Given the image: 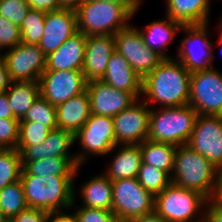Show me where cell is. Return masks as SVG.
I'll list each match as a JSON object with an SVG mask.
<instances>
[{
    "label": "cell",
    "mask_w": 222,
    "mask_h": 222,
    "mask_svg": "<svg viewBox=\"0 0 222 222\" xmlns=\"http://www.w3.org/2000/svg\"><path fill=\"white\" fill-rule=\"evenodd\" d=\"M5 93L14 117L21 120L40 95L39 81H11Z\"/></svg>",
    "instance_id": "cell-28"
},
{
    "label": "cell",
    "mask_w": 222,
    "mask_h": 222,
    "mask_svg": "<svg viewBox=\"0 0 222 222\" xmlns=\"http://www.w3.org/2000/svg\"><path fill=\"white\" fill-rule=\"evenodd\" d=\"M58 128L74 135L85 125L91 115L87 91L55 106Z\"/></svg>",
    "instance_id": "cell-22"
},
{
    "label": "cell",
    "mask_w": 222,
    "mask_h": 222,
    "mask_svg": "<svg viewBox=\"0 0 222 222\" xmlns=\"http://www.w3.org/2000/svg\"><path fill=\"white\" fill-rule=\"evenodd\" d=\"M20 121L38 122L51 130L58 128L56 108L41 95L34 101L32 107Z\"/></svg>",
    "instance_id": "cell-34"
},
{
    "label": "cell",
    "mask_w": 222,
    "mask_h": 222,
    "mask_svg": "<svg viewBox=\"0 0 222 222\" xmlns=\"http://www.w3.org/2000/svg\"><path fill=\"white\" fill-rule=\"evenodd\" d=\"M209 24L183 25L185 37L180 40L175 58L190 72L203 71L214 65V42L209 39Z\"/></svg>",
    "instance_id": "cell-8"
},
{
    "label": "cell",
    "mask_w": 222,
    "mask_h": 222,
    "mask_svg": "<svg viewBox=\"0 0 222 222\" xmlns=\"http://www.w3.org/2000/svg\"><path fill=\"white\" fill-rule=\"evenodd\" d=\"M112 182V211L118 222L132 219L155 210V196L144 189L137 178L119 179Z\"/></svg>",
    "instance_id": "cell-7"
},
{
    "label": "cell",
    "mask_w": 222,
    "mask_h": 222,
    "mask_svg": "<svg viewBox=\"0 0 222 222\" xmlns=\"http://www.w3.org/2000/svg\"><path fill=\"white\" fill-rule=\"evenodd\" d=\"M75 143L74 134L56 128L50 131L46 140L37 145L26 146L21 152V161H35L49 157H76L70 154V147Z\"/></svg>",
    "instance_id": "cell-20"
},
{
    "label": "cell",
    "mask_w": 222,
    "mask_h": 222,
    "mask_svg": "<svg viewBox=\"0 0 222 222\" xmlns=\"http://www.w3.org/2000/svg\"><path fill=\"white\" fill-rule=\"evenodd\" d=\"M139 100L113 117L116 145H139L148 138L151 106Z\"/></svg>",
    "instance_id": "cell-14"
},
{
    "label": "cell",
    "mask_w": 222,
    "mask_h": 222,
    "mask_svg": "<svg viewBox=\"0 0 222 222\" xmlns=\"http://www.w3.org/2000/svg\"><path fill=\"white\" fill-rule=\"evenodd\" d=\"M186 145L222 172V116L199 115Z\"/></svg>",
    "instance_id": "cell-12"
},
{
    "label": "cell",
    "mask_w": 222,
    "mask_h": 222,
    "mask_svg": "<svg viewBox=\"0 0 222 222\" xmlns=\"http://www.w3.org/2000/svg\"><path fill=\"white\" fill-rule=\"evenodd\" d=\"M86 35L77 32L58 49L47 55L45 71L81 70L84 62Z\"/></svg>",
    "instance_id": "cell-21"
},
{
    "label": "cell",
    "mask_w": 222,
    "mask_h": 222,
    "mask_svg": "<svg viewBox=\"0 0 222 222\" xmlns=\"http://www.w3.org/2000/svg\"><path fill=\"white\" fill-rule=\"evenodd\" d=\"M203 222H222V207L216 205L211 199L206 203Z\"/></svg>",
    "instance_id": "cell-41"
},
{
    "label": "cell",
    "mask_w": 222,
    "mask_h": 222,
    "mask_svg": "<svg viewBox=\"0 0 222 222\" xmlns=\"http://www.w3.org/2000/svg\"><path fill=\"white\" fill-rule=\"evenodd\" d=\"M80 192L83 200L80 207L112 210V182L104 173L84 182Z\"/></svg>",
    "instance_id": "cell-26"
},
{
    "label": "cell",
    "mask_w": 222,
    "mask_h": 222,
    "mask_svg": "<svg viewBox=\"0 0 222 222\" xmlns=\"http://www.w3.org/2000/svg\"><path fill=\"white\" fill-rule=\"evenodd\" d=\"M12 81H39L47 56L38 45L20 43L0 54Z\"/></svg>",
    "instance_id": "cell-13"
},
{
    "label": "cell",
    "mask_w": 222,
    "mask_h": 222,
    "mask_svg": "<svg viewBox=\"0 0 222 222\" xmlns=\"http://www.w3.org/2000/svg\"><path fill=\"white\" fill-rule=\"evenodd\" d=\"M46 12L29 9L20 27L22 43L38 45L43 34Z\"/></svg>",
    "instance_id": "cell-33"
},
{
    "label": "cell",
    "mask_w": 222,
    "mask_h": 222,
    "mask_svg": "<svg viewBox=\"0 0 222 222\" xmlns=\"http://www.w3.org/2000/svg\"><path fill=\"white\" fill-rule=\"evenodd\" d=\"M47 216V211L28 207L17 216L11 218L9 222H46Z\"/></svg>",
    "instance_id": "cell-40"
},
{
    "label": "cell",
    "mask_w": 222,
    "mask_h": 222,
    "mask_svg": "<svg viewBox=\"0 0 222 222\" xmlns=\"http://www.w3.org/2000/svg\"><path fill=\"white\" fill-rule=\"evenodd\" d=\"M0 222H9V219L0 211Z\"/></svg>",
    "instance_id": "cell-51"
},
{
    "label": "cell",
    "mask_w": 222,
    "mask_h": 222,
    "mask_svg": "<svg viewBox=\"0 0 222 222\" xmlns=\"http://www.w3.org/2000/svg\"><path fill=\"white\" fill-rule=\"evenodd\" d=\"M188 105L199 115L222 116V72L212 67L191 73Z\"/></svg>",
    "instance_id": "cell-10"
},
{
    "label": "cell",
    "mask_w": 222,
    "mask_h": 222,
    "mask_svg": "<svg viewBox=\"0 0 222 222\" xmlns=\"http://www.w3.org/2000/svg\"><path fill=\"white\" fill-rule=\"evenodd\" d=\"M220 171L188 145L177 147L171 181L211 199Z\"/></svg>",
    "instance_id": "cell-3"
},
{
    "label": "cell",
    "mask_w": 222,
    "mask_h": 222,
    "mask_svg": "<svg viewBox=\"0 0 222 222\" xmlns=\"http://www.w3.org/2000/svg\"><path fill=\"white\" fill-rule=\"evenodd\" d=\"M191 73L175 58H164L159 65L142 79V98L159 107L188 105Z\"/></svg>",
    "instance_id": "cell-1"
},
{
    "label": "cell",
    "mask_w": 222,
    "mask_h": 222,
    "mask_svg": "<svg viewBox=\"0 0 222 222\" xmlns=\"http://www.w3.org/2000/svg\"><path fill=\"white\" fill-rule=\"evenodd\" d=\"M100 80L113 88L132 93L137 99H140L142 79L116 50L110 56L106 71Z\"/></svg>",
    "instance_id": "cell-19"
},
{
    "label": "cell",
    "mask_w": 222,
    "mask_h": 222,
    "mask_svg": "<svg viewBox=\"0 0 222 222\" xmlns=\"http://www.w3.org/2000/svg\"><path fill=\"white\" fill-rule=\"evenodd\" d=\"M211 0H167L166 15L182 25L209 24Z\"/></svg>",
    "instance_id": "cell-23"
},
{
    "label": "cell",
    "mask_w": 222,
    "mask_h": 222,
    "mask_svg": "<svg viewBox=\"0 0 222 222\" xmlns=\"http://www.w3.org/2000/svg\"><path fill=\"white\" fill-rule=\"evenodd\" d=\"M22 42L18 25L0 16V54L3 49H10Z\"/></svg>",
    "instance_id": "cell-37"
},
{
    "label": "cell",
    "mask_w": 222,
    "mask_h": 222,
    "mask_svg": "<svg viewBox=\"0 0 222 222\" xmlns=\"http://www.w3.org/2000/svg\"><path fill=\"white\" fill-rule=\"evenodd\" d=\"M21 156L17 149H0V190L20 180Z\"/></svg>",
    "instance_id": "cell-32"
},
{
    "label": "cell",
    "mask_w": 222,
    "mask_h": 222,
    "mask_svg": "<svg viewBox=\"0 0 222 222\" xmlns=\"http://www.w3.org/2000/svg\"><path fill=\"white\" fill-rule=\"evenodd\" d=\"M86 91L91 114L114 117L138 100L132 93L113 88L102 80L88 81Z\"/></svg>",
    "instance_id": "cell-16"
},
{
    "label": "cell",
    "mask_w": 222,
    "mask_h": 222,
    "mask_svg": "<svg viewBox=\"0 0 222 222\" xmlns=\"http://www.w3.org/2000/svg\"><path fill=\"white\" fill-rule=\"evenodd\" d=\"M77 222H118L112 210L78 207L74 212Z\"/></svg>",
    "instance_id": "cell-39"
},
{
    "label": "cell",
    "mask_w": 222,
    "mask_h": 222,
    "mask_svg": "<svg viewBox=\"0 0 222 222\" xmlns=\"http://www.w3.org/2000/svg\"><path fill=\"white\" fill-rule=\"evenodd\" d=\"M115 50L118 51L143 79L164 59L155 50L145 45L136 26L128 25L114 35Z\"/></svg>",
    "instance_id": "cell-11"
},
{
    "label": "cell",
    "mask_w": 222,
    "mask_h": 222,
    "mask_svg": "<svg viewBox=\"0 0 222 222\" xmlns=\"http://www.w3.org/2000/svg\"><path fill=\"white\" fill-rule=\"evenodd\" d=\"M11 79L7 66L3 58L0 56V94L5 93L11 84Z\"/></svg>",
    "instance_id": "cell-44"
},
{
    "label": "cell",
    "mask_w": 222,
    "mask_h": 222,
    "mask_svg": "<svg viewBox=\"0 0 222 222\" xmlns=\"http://www.w3.org/2000/svg\"><path fill=\"white\" fill-rule=\"evenodd\" d=\"M0 118L17 119L14 117L11 106L6 93L0 94Z\"/></svg>",
    "instance_id": "cell-45"
},
{
    "label": "cell",
    "mask_w": 222,
    "mask_h": 222,
    "mask_svg": "<svg viewBox=\"0 0 222 222\" xmlns=\"http://www.w3.org/2000/svg\"><path fill=\"white\" fill-rule=\"evenodd\" d=\"M114 51V35L86 36L82 72L87 81L100 80L103 77L110 56Z\"/></svg>",
    "instance_id": "cell-18"
},
{
    "label": "cell",
    "mask_w": 222,
    "mask_h": 222,
    "mask_svg": "<svg viewBox=\"0 0 222 222\" xmlns=\"http://www.w3.org/2000/svg\"><path fill=\"white\" fill-rule=\"evenodd\" d=\"M207 201L201 193L171 182L155 196V211L168 222H203Z\"/></svg>",
    "instance_id": "cell-6"
},
{
    "label": "cell",
    "mask_w": 222,
    "mask_h": 222,
    "mask_svg": "<svg viewBox=\"0 0 222 222\" xmlns=\"http://www.w3.org/2000/svg\"><path fill=\"white\" fill-rule=\"evenodd\" d=\"M75 11L77 31L86 36L115 35L134 17L124 4L118 2L85 0Z\"/></svg>",
    "instance_id": "cell-4"
},
{
    "label": "cell",
    "mask_w": 222,
    "mask_h": 222,
    "mask_svg": "<svg viewBox=\"0 0 222 222\" xmlns=\"http://www.w3.org/2000/svg\"><path fill=\"white\" fill-rule=\"evenodd\" d=\"M22 169L35 176H75L79 166L76 157H49L35 161H21Z\"/></svg>",
    "instance_id": "cell-27"
},
{
    "label": "cell",
    "mask_w": 222,
    "mask_h": 222,
    "mask_svg": "<svg viewBox=\"0 0 222 222\" xmlns=\"http://www.w3.org/2000/svg\"><path fill=\"white\" fill-rule=\"evenodd\" d=\"M87 83L81 70L44 71L39 78L40 95L56 106L85 92Z\"/></svg>",
    "instance_id": "cell-15"
},
{
    "label": "cell",
    "mask_w": 222,
    "mask_h": 222,
    "mask_svg": "<svg viewBox=\"0 0 222 222\" xmlns=\"http://www.w3.org/2000/svg\"><path fill=\"white\" fill-rule=\"evenodd\" d=\"M46 222H77V218L74 212L72 214H66L62 210H57L53 212H48Z\"/></svg>",
    "instance_id": "cell-43"
},
{
    "label": "cell",
    "mask_w": 222,
    "mask_h": 222,
    "mask_svg": "<svg viewBox=\"0 0 222 222\" xmlns=\"http://www.w3.org/2000/svg\"><path fill=\"white\" fill-rule=\"evenodd\" d=\"M30 7L26 0H0V16L20 26Z\"/></svg>",
    "instance_id": "cell-36"
},
{
    "label": "cell",
    "mask_w": 222,
    "mask_h": 222,
    "mask_svg": "<svg viewBox=\"0 0 222 222\" xmlns=\"http://www.w3.org/2000/svg\"><path fill=\"white\" fill-rule=\"evenodd\" d=\"M74 140H78L82 148L81 153L75 154L79 166L88 161V156L110 154L116 146L113 117L91 114L85 125L74 135Z\"/></svg>",
    "instance_id": "cell-9"
},
{
    "label": "cell",
    "mask_w": 222,
    "mask_h": 222,
    "mask_svg": "<svg viewBox=\"0 0 222 222\" xmlns=\"http://www.w3.org/2000/svg\"><path fill=\"white\" fill-rule=\"evenodd\" d=\"M211 200L216 204L222 207V172L219 173L217 184L215 186L214 193L211 197Z\"/></svg>",
    "instance_id": "cell-48"
},
{
    "label": "cell",
    "mask_w": 222,
    "mask_h": 222,
    "mask_svg": "<svg viewBox=\"0 0 222 222\" xmlns=\"http://www.w3.org/2000/svg\"><path fill=\"white\" fill-rule=\"evenodd\" d=\"M96 1H103V2H118L124 4L134 15L140 9L143 3L142 0H96Z\"/></svg>",
    "instance_id": "cell-46"
},
{
    "label": "cell",
    "mask_w": 222,
    "mask_h": 222,
    "mask_svg": "<svg viewBox=\"0 0 222 222\" xmlns=\"http://www.w3.org/2000/svg\"><path fill=\"white\" fill-rule=\"evenodd\" d=\"M80 168L81 166L76 168L75 176L46 177L29 175L22 169L20 182L27 206L47 212L71 209L77 195L74 177Z\"/></svg>",
    "instance_id": "cell-2"
},
{
    "label": "cell",
    "mask_w": 222,
    "mask_h": 222,
    "mask_svg": "<svg viewBox=\"0 0 222 222\" xmlns=\"http://www.w3.org/2000/svg\"><path fill=\"white\" fill-rule=\"evenodd\" d=\"M137 179L140 185L154 196L162 192L172 182L171 175L166 171L143 162H141Z\"/></svg>",
    "instance_id": "cell-31"
},
{
    "label": "cell",
    "mask_w": 222,
    "mask_h": 222,
    "mask_svg": "<svg viewBox=\"0 0 222 222\" xmlns=\"http://www.w3.org/2000/svg\"><path fill=\"white\" fill-rule=\"evenodd\" d=\"M177 147L174 144L154 142L149 139L139 144L142 162L166 171L169 175L173 169Z\"/></svg>",
    "instance_id": "cell-29"
},
{
    "label": "cell",
    "mask_w": 222,
    "mask_h": 222,
    "mask_svg": "<svg viewBox=\"0 0 222 222\" xmlns=\"http://www.w3.org/2000/svg\"><path fill=\"white\" fill-rule=\"evenodd\" d=\"M27 208L28 206L20 180L0 190V211L9 220Z\"/></svg>",
    "instance_id": "cell-30"
},
{
    "label": "cell",
    "mask_w": 222,
    "mask_h": 222,
    "mask_svg": "<svg viewBox=\"0 0 222 222\" xmlns=\"http://www.w3.org/2000/svg\"><path fill=\"white\" fill-rule=\"evenodd\" d=\"M218 24H219L218 30L221 31V32L219 33V38H218V41H219L218 43H219V44H218V46H221V48H222V23L219 22Z\"/></svg>",
    "instance_id": "cell-50"
},
{
    "label": "cell",
    "mask_w": 222,
    "mask_h": 222,
    "mask_svg": "<svg viewBox=\"0 0 222 222\" xmlns=\"http://www.w3.org/2000/svg\"><path fill=\"white\" fill-rule=\"evenodd\" d=\"M44 30L38 46L47 56L78 32L76 11L61 8L46 12Z\"/></svg>",
    "instance_id": "cell-17"
},
{
    "label": "cell",
    "mask_w": 222,
    "mask_h": 222,
    "mask_svg": "<svg viewBox=\"0 0 222 222\" xmlns=\"http://www.w3.org/2000/svg\"><path fill=\"white\" fill-rule=\"evenodd\" d=\"M182 24L172 20L168 16L165 19L154 20L147 24L143 30L139 29L145 45L155 50L163 58H171L167 55L168 45L171 44L177 33H180Z\"/></svg>",
    "instance_id": "cell-25"
},
{
    "label": "cell",
    "mask_w": 222,
    "mask_h": 222,
    "mask_svg": "<svg viewBox=\"0 0 222 222\" xmlns=\"http://www.w3.org/2000/svg\"><path fill=\"white\" fill-rule=\"evenodd\" d=\"M130 222H168L155 210L151 213L132 219Z\"/></svg>",
    "instance_id": "cell-47"
},
{
    "label": "cell",
    "mask_w": 222,
    "mask_h": 222,
    "mask_svg": "<svg viewBox=\"0 0 222 222\" xmlns=\"http://www.w3.org/2000/svg\"><path fill=\"white\" fill-rule=\"evenodd\" d=\"M51 129L38 122L20 121L19 139L16 149L20 153L26 146L39 145L43 143Z\"/></svg>",
    "instance_id": "cell-35"
},
{
    "label": "cell",
    "mask_w": 222,
    "mask_h": 222,
    "mask_svg": "<svg viewBox=\"0 0 222 222\" xmlns=\"http://www.w3.org/2000/svg\"><path fill=\"white\" fill-rule=\"evenodd\" d=\"M199 114L190 105L151 108L148 138L154 142L185 145Z\"/></svg>",
    "instance_id": "cell-5"
},
{
    "label": "cell",
    "mask_w": 222,
    "mask_h": 222,
    "mask_svg": "<svg viewBox=\"0 0 222 222\" xmlns=\"http://www.w3.org/2000/svg\"><path fill=\"white\" fill-rule=\"evenodd\" d=\"M30 9L41 10L44 12L61 9L59 0H26Z\"/></svg>",
    "instance_id": "cell-42"
},
{
    "label": "cell",
    "mask_w": 222,
    "mask_h": 222,
    "mask_svg": "<svg viewBox=\"0 0 222 222\" xmlns=\"http://www.w3.org/2000/svg\"><path fill=\"white\" fill-rule=\"evenodd\" d=\"M119 146V149L117 150ZM109 167L103 172L110 181L137 178L142 162L139 145H116V152Z\"/></svg>",
    "instance_id": "cell-24"
},
{
    "label": "cell",
    "mask_w": 222,
    "mask_h": 222,
    "mask_svg": "<svg viewBox=\"0 0 222 222\" xmlns=\"http://www.w3.org/2000/svg\"><path fill=\"white\" fill-rule=\"evenodd\" d=\"M19 119L0 118V149H16L19 139Z\"/></svg>",
    "instance_id": "cell-38"
},
{
    "label": "cell",
    "mask_w": 222,
    "mask_h": 222,
    "mask_svg": "<svg viewBox=\"0 0 222 222\" xmlns=\"http://www.w3.org/2000/svg\"><path fill=\"white\" fill-rule=\"evenodd\" d=\"M85 0H59L60 8L76 10Z\"/></svg>",
    "instance_id": "cell-49"
}]
</instances>
